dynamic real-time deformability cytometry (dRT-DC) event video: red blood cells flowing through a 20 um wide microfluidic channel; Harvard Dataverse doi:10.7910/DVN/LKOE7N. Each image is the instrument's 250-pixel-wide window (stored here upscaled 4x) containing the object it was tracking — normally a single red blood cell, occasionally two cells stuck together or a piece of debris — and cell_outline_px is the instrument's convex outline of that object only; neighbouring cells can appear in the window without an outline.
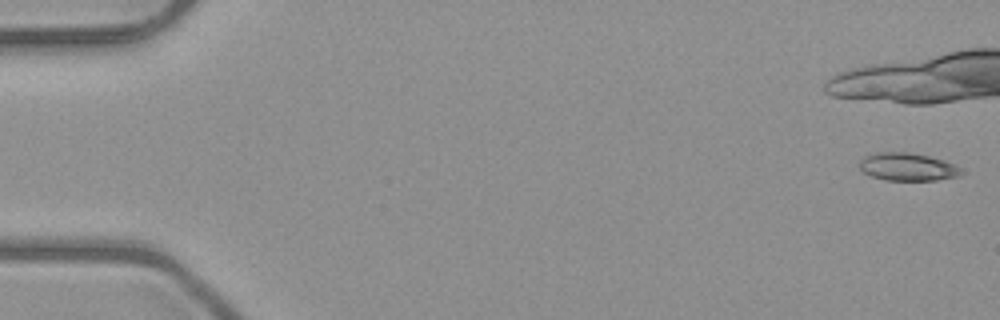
{"species": "common noctule bat (a hibernating species)", "species_latin": "Nyctalus noctula", "temperature_condition": "room temperature", "stored_images_in_passage": 12, "camera_frame_rate_fps": 3000, "um_per_image_px": 0.085, "animal": {"sex": "male", "body_mass_g": 23.1, "forearm_length_mm": 52.7}, "frame": {"image": 1, "passage_image": 1, "time_ms": 0.0, "image_size_px": [1000, 320], "cell_outline_px": [[968, 172], [960, 176], [936, 180], [884, 180], [872, 176], [864, 172], [860, 168], [860, 160], [864, 156], [876, 152], [908, 152], [928, 156], [944, 160], [956, 164], [964, 168]], "centroid_in_image_um": [77.24, 14.18], "position_along_channel_um": 7.8, "area_um2": 16.82}}